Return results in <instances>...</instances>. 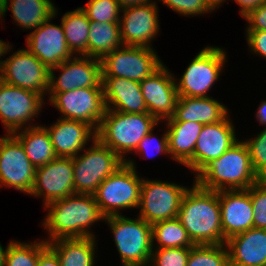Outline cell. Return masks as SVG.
Returning <instances> with one entry per match:
<instances>
[{
	"instance_id": "8d00e7d4",
	"label": "cell",
	"mask_w": 266,
	"mask_h": 266,
	"mask_svg": "<svg viewBox=\"0 0 266 266\" xmlns=\"http://www.w3.org/2000/svg\"><path fill=\"white\" fill-rule=\"evenodd\" d=\"M253 207V228L266 229V179H261L250 187Z\"/></svg>"
},
{
	"instance_id": "9a60e30c",
	"label": "cell",
	"mask_w": 266,
	"mask_h": 266,
	"mask_svg": "<svg viewBox=\"0 0 266 266\" xmlns=\"http://www.w3.org/2000/svg\"><path fill=\"white\" fill-rule=\"evenodd\" d=\"M58 69L62 73L56 78L53 71ZM78 88H103L100 59L79 55L50 69L48 93H61Z\"/></svg>"
},
{
	"instance_id": "b9f144b4",
	"label": "cell",
	"mask_w": 266,
	"mask_h": 266,
	"mask_svg": "<svg viewBox=\"0 0 266 266\" xmlns=\"http://www.w3.org/2000/svg\"><path fill=\"white\" fill-rule=\"evenodd\" d=\"M248 46L254 54L266 58V31H246Z\"/></svg>"
},
{
	"instance_id": "5bb4252c",
	"label": "cell",
	"mask_w": 266,
	"mask_h": 266,
	"mask_svg": "<svg viewBox=\"0 0 266 266\" xmlns=\"http://www.w3.org/2000/svg\"><path fill=\"white\" fill-rule=\"evenodd\" d=\"M0 138V186L14 187L30 194L36 168L27 158L20 141L13 134Z\"/></svg>"
},
{
	"instance_id": "d6a6232c",
	"label": "cell",
	"mask_w": 266,
	"mask_h": 266,
	"mask_svg": "<svg viewBox=\"0 0 266 266\" xmlns=\"http://www.w3.org/2000/svg\"><path fill=\"white\" fill-rule=\"evenodd\" d=\"M47 246L45 240L29 244L13 240L6 247L4 266H37L39 254Z\"/></svg>"
},
{
	"instance_id": "8fae6325",
	"label": "cell",
	"mask_w": 266,
	"mask_h": 266,
	"mask_svg": "<svg viewBox=\"0 0 266 266\" xmlns=\"http://www.w3.org/2000/svg\"><path fill=\"white\" fill-rule=\"evenodd\" d=\"M49 95V101L63 114L61 118L82 121L98 130L106 112L103 88H78Z\"/></svg>"
},
{
	"instance_id": "5b68a950",
	"label": "cell",
	"mask_w": 266,
	"mask_h": 266,
	"mask_svg": "<svg viewBox=\"0 0 266 266\" xmlns=\"http://www.w3.org/2000/svg\"><path fill=\"white\" fill-rule=\"evenodd\" d=\"M137 174L134 160L126 159L97 187L93 196L104 218L121 215L119 209L139 207L143 178Z\"/></svg>"
},
{
	"instance_id": "60d3db41",
	"label": "cell",
	"mask_w": 266,
	"mask_h": 266,
	"mask_svg": "<svg viewBox=\"0 0 266 266\" xmlns=\"http://www.w3.org/2000/svg\"><path fill=\"white\" fill-rule=\"evenodd\" d=\"M248 22L246 31H266V0L243 16Z\"/></svg>"
},
{
	"instance_id": "277c9868",
	"label": "cell",
	"mask_w": 266,
	"mask_h": 266,
	"mask_svg": "<svg viewBox=\"0 0 266 266\" xmlns=\"http://www.w3.org/2000/svg\"><path fill=\"white\" fill-rule=\"evenodd\" d=\"M150 113H123L106 109L97 139L114 151L124 162V154L135 151L139 142L159 124Z\"/></svg>"
},
{
	"instance_id": "30bf717a",
	"label": "cell",
	"mask_w": 266,
	"mask_h": 266,
	"mask_svg": "<svg viewBox=\"0 0 266 266\" xmlns=\"http://www.w3.org/2000/svg\"><path fill=\"white\" fill-rule=\"evenodd\" d=\"M187 187L164 181L142 180L140 214L148 224L177 217Z\"/></svg>"
},
{
	"instance_id": "e0dca14e",
	"label": "cell",
	"mask_w": 266,
	"mask_h": 266,
	"mask_svg": "<svg viewBox=\"0 0 266 266\" xmlns=\"http://www.w3.org/2000/svg\"><path fill=\"white\" fill-rule=\"evenodd\" d=\"M121 12L119 25L124 46L153 48L150 42L160 29L156 2L125 7Z\"/></svg>"
},
{
	"instance_id": "f35d334b",
	"label": "cell",
	"mask_w": 266,
	"mask_h": 266,
	"mask_svg": "<svg viewBox=\"0 0 266 266\" xmlns=\"http://www.w3.org/2000/svg\"><path fill=\"white\" fill-rule=\"evenodd\" d=\"M167 7L172 8L173 11L183 15L191 16L201 15L205 13L213 12V8L207 2V0H160Z\"/></svg>"
},
{
	"instance_id": "8992f818",
	"label": "cell",
	"mask_w": 266,
	"mask_h": 266,
	"mask_svg": "<svg viewBox=\"0 0 266 266\" xmlns=\"http://www.w3.org/2000/svg\"><path fill=\"white\" fill-rule=\"evenodd\" d=\"M113 235L122 266H149L152 246V225L137 217L123 215L104 218Z\"/></svg>"
},
{
	"instance_id": "e575fe53",
	"label": "cell",
	"mask_w": 266,
	"mask_h": 266,
	"mask_svg": "<svg viewBox=\"0 0 266 266\" xmlns=\"http://www.w3.org/2000/svg\"><path fill=\"white\" fill-rule=\"evenodd\" d=\"M89 20L95 22H119L122 8L116 0H89L80 7Z\"/></svg>"
},
{
	"instance_id": "6da1fadb",
	"label": "cell",
	"mask_w": 266,
	"mask_h": 266,
	"mask_svg": "<svg viewBox=\"0 0 266 266\" xmlns=\"http://www.w3.org/2000/svg\"><path fill=\"white\" fill-rule=\"evenodd\" d=\"M177 218L195 245L223 244L218 191L203 189L194 182L182 198Z\"/></svg>"
},
{
	"instance_id": "cb8c5ba5",
	"label": "cell",
	"mask_w": 266,
	"mask_h": 266,
	"mask_svg": "<svg viewBox=\"0 0 266 266\" xmlns=\"http://www.w3.org/2000/svg\"><path fill=\"white\" fill-rule=\"evenodd\" d=\"M102 85L106 109L133 114L148 113L140 82L122 77H102Z\"/></svg>"
},
{
	"instance_id": "836d02e7",
	"label": "cell",
	"mask_w": 266,
	"mask_h": 266,
	"mask_svg": "<svg viewBox=\"0 0 266 266\" xmlns=\"http://www.w3.org/2000/svg\"><path fill=\"white\" fill-rule=\"evenodd\" d=\"M187 266H229L225 243L194 245L190 249Z\"/></svg>"
},
{
	"instance_id": "ab89813d",
	"label": "cell",
	"mask_w": 266,
	"mask_h": 266,
	"mask_svg": "<svg viewBox=\"0 0 266 266\" xmlns=\"http://www.w3.org/2000/svg\"><path fill=\"white\" fill-rule=\"evenodd\" d=\"M155 139V143L153 140ZM155 144V145H154ZM155 149L156 153H166L169 154V145H168V135L167 131L164 132L161 139L156 138L153 135V129L139 142L138 147L135 152L142 154L144 157H148L150 154V149Z\"/></svg>"
},
{
	"instance_id": "f546056e",
	"label": "cell",
	"mask_w": 266,
	"mask_h": 266,
	"mask_svg": "<svg viewBox=\"0 0 266 266\" xmlns=\"http://www.w3.org/2000/svg\"><path fill=\"white\" fill-rule=\"evenodd\" d=\"M124 46L119 22H95L90 20L88 56L102 59L105 55Z\"/></svg>"
},
{
	"instance_id": "ac0fdd59",
	"label": "cell",
	"mask_w": 266,
	"mask_h": 266,
	"mask_svg": "<svg viewBox=\"0 0 266 266\" xmlns=\"http://www.w3.org/2000/svg\"><path fill=\"white\" fill-rule=\"evenodd\" d=\"M57 12L55 8L54 15L26 37L27 50L49 69L74 57L67 45L62 24L57 26L50 23L51 19L56 17Z\"/></svg>"
},
{
	"instance_id": "83f0119b",
	"label": "cell",
	"mask_w": 266,
	"mask_h": 266,
	"mask_svg": "<svg viewBox=\"0 0 266 266\" xmlns=\"http://www.w3.org/2000/svg\"><path fill=\"white\" fill-rule=\"evenodd\" d=\"M21 132L16 131L13 135L20 141L23 146L27 158L35 168L43 166L57 155L55 154L53 145L47 129L43 126H27Z\"/></svg>"
},
{
	"instance_id": "4316f807",
	"label": "cell",
	"mask_w": 266,
	"mask_h": 266,
	"mask_svg": "<svg viewBox=\"0 0 266 266\" xmlns=\"http://www.w3.org/2000/svg\"><path fill=\"white\" fill-rule=\"evenodd\" d=\"M95 237L63 238L48 242L61 266H94Z\"/></svg>"
},
{
	"instance_id": "4fadbf2b",
	"label": "cell",
	"mask_w": 266,
	"mask_h": 266,
	"mask_svg": "<svg viewBox=\"0 0 266 266\" xmlns=\"http://www.w3.org/2000/svg\"><path fill=\"white\" fill-rule=\"evenodd\" d=\"M41 94L9 85L0 80V119L7 134L22 130L37 116L44 102Z\"/></svg>"
},
{
	"instance_id": "74e56055",
	"label": "cell",
	"mask_w": 266,
	"mask_h": 266,
	"mask_svg": "<svg viewBox=\"0 0 266 266\" xmlns=\"http://www.w3.org/2000/svg\"><path fill=\"white\" fill-rule=\"evenodd\" d=\"M190 249L191 248L155 249L153 250L152 255H151L150 265L187 266Z\"/></svg>"
},
{
	"instance_id": "ba28073f",
	"label": "cell",
	"mask_w": 266,
	"mask_h": 266,
	"mask_svg": "<svg viewBox=\"0 0 266 266\" xmlns=\"http://www.w3.org/2000/svg\"><path fill=\"white\" fill-rule=\"evenodd\" d=\"M226 62V52L220 47L202 49L185 69L176 89L179 97H209L207 92L218 80Z\"/></svg>"
},
{
	"instance_id": "ee69618b",
	"label": "cell",
	"mask_w": 266,
	"mask_h": 266,
	"mask_svg": "<svg viewBox=\"0 0 266 266\" xmlns=\"http://www.w3.org/2000/svg\"><path fill=\"white\" fill-rule=\"evenodd\" d=\"M264 1L265 0H235V2L241 7L240 13L242 17Z\"/></svg>"
},
{
	"instance_id": "3957f363",
	"label": "cell",
	"mask_w": 266,
	"mask_h": 266,
	"mask_svg": "<svg viewBox=\"0 0 266 266\" xmlns=\"http://www.w3.org/2000/svg\"><path fill=\"white\" fill-rule=\"evenodd\" d=\"M259 180L247 144L238 140L218 159L207 164L194 182L206 190L225 191L248 189Z\"/></svg>"
},
{
	"instance_id": "bcb514c9",
	"label": "cell",
	"mask_w": 266,
	"mask_h": 266,
	"mask_svg": "<svg viewBox=\"0 0 266 266\" xmlns=\"http://www.w3.org/2000/svg\"><path fill=\"white\" fill-rule=\"evenodd\" d=\"M121 8L139 5V4H147L152 1L150 0H116Z\"/></svg>"
},
{
	"instance_id": "7a4b0ae2",
	"label": "cell",
	"mask_w": 266,
	"mask_h": 266,
	"mask_svg": "<svg viewBox=\"0 0 266 266\" xmlns=\"http://www.w3.org/2000/svg\"><path fill=\"white\" fill-rule=\"evenodd\" d=\"M45 208L48 214L42 225L50 236V239H45L47 243L63 238L94 237L90 227L104 220L94 196L90 194H72L47 204Z\"/></svg>"
},
{
	"instance_id": "f6af8a7d",
	"label": "cell",
	"mask_w": 266,
	"mask_h": 266,
	"mask_svg": "<svg viewBox=\"0 0 266 266\" xmlns=\"http://www.w3.org/2000/svg\"><path fill=\"white\" fill-rule=\"evenodd\" d=\"M258 107L256 118L260 124L266 125V101H263Z\"/></svg>"
},
{
	"instance_id": "2e32d148",
	"label": "cell",
	"mask_w": 266,
	"mask_h": 266,
	"mask_svg": "<svg viewBox=\"0 0 266 266\" xmlns=\"http://www.w3.org/2000/svg\"><path fill=\"white\" fill-rule=\"evenodd\" d=\"M30 194L43 197L44 206L75 194L73 159L56 157L51 162L37 167Z\"/></svg>"
},
{
	"instance_id": "484cf974",
	"label": "cell",
	"mask_w": 266,
	"mask_h": 266,
	"mask_svg": "<svg viewBox=\"0 0 266 266\" xmlns=\"http://www.w3.org/2000/svg\"><path fill=\"white\" fill-rule=\"evenodd\" d=\"M166 125L169 155L192 170V156L203 124L186 121L167 122Z\"/></svg>"
},
{
	"instance_id": "1f68e13d",
	"label": "cell",
	"mask_w": 266,
	"mask_h": 266,
	"mask_svg": "<svg viewBox=\"0 0 266 266\" xmlns=\"http://www.w3.org/2000/svg\"><path fill=\"white\" fill-rule=\"evenodd\" d=\"M154 240L158 244L156 249L191 248L195 245L177 217L154 223L152 225V246H154Z\"/></svg>"
},
{
	"instance_id": "d590c367",
	"label": "cell",
	"mask_w": 266,
	"mask_h": 266,
	"mask_svg": "<svg viewBox=\"0 0 266 266\" xmlns=\"http://www.w3.org/2000/svg\"><path fill=\"white\" fill-rule=\"evenodd\" d=\"M244 142L249 149L254 171L260 179H266V128L255 138Z\"/></svg>"
},
{
	"instance_id": "52a82bcc",
	"label": "cell",
	"mask_w": 266,
	"mask_h": 266,
	"mask_svg": "<svg viewBox=\"0 0 266 266\" xmlns=\"http://www.w3.org/2000/svg\"><path fill=\"white\" fill-rule=\"evenodd\" d=\"M84 154L73 157L75 194L93 195L97 187L124 161L97 138Z\"/></svg>"
},
{
	"instance_id": "4dcf8cb0",
	"label": "cell",
	"mask_w": 266,
	"mask_h": 266,
	"mask_svg": "<svg viewBox=\"0 0 266 266\" xmlns=\"http://www.w3.org/2000/svg\"><path fill=\"white\" fill-rule=\"evenodd\" d=\"M63 33L71 52L88 56V36L90 20L79 7L74 11L66 12L61 18Z\"/></svg>"
},
{
	"instance_id": "681fc988",
	"label": "cell",
	"mask_w": 266,
	"mask_h": 266,
	"mask_svg": "<svg viewBox=\"0 0 266 266\" xmlns=\"http://www.w3.org/2000/svg\"><path fill=\"white\" fill-rule=\"evenodd\" d=\"M6 15V0H0V18Z\"/></svg>"
},
{
	"instance_id": "44dd1931",
	"label": "cell",
	"mask_w": 266,
	"mask_h": 266,
	"mask_svg": "<svg viewBox=\"0 0 266 266\" xmlns=\"http://www.w3.org/2000/svg\"><path fill=\"white\" fill-rule=\"evenodd\" d=\"M223 230V244L231 236L253 228L250 187L243 190L218 191Z\"/></svg>"
},
{
	"instance_id": "9c48e42d",
	"label": "cell",
	"mask_w": 266,
	"mask_h": 266,
	"mask_svg": "<svg viewBox=\"0 0 266 266\" xmlns=\"http://www.w3.org/2000/svg\"><path fill=\"white\" fill-rule=\"evenodd\" d=\"M163 65L153 48L122 46L101 59L102 77L141 82Z\"/></svg>"
},
{
	"instance_id": "7402d4cb",
	"label": "cell",
	"mask_w": 266,
	"mask_h": 266,
	"mask_svg": "<svg viewBox=\"0 0 266 266\" xmlns=\"http://www.w3.org/2000/svg\"><path fill=\"white\" fill-rule=\"evenodd\" d=\"M49 127L45 128L57 157L73 158L83 151L89 140L93 142L97 138L96 130L82 121L59 118Z\"/></svg>"
},
{
	"instance_id": "ffe728a7",
	"label": "cell",
	"mask_w": 266,
	"mask_h": 266,
	"mask_svg": "<svg viewBox=\"0 0 266 266\" xmlns=\"http://www.w3.org/2000/svg\"><path fill=\"white\" fill-rule=\"evenodd\" d=\"M229 116L220 122L203 125L192 156V170L196 175L238 141Z\"/></svg>"
},
{
	"instance_id": "7c38bea8",
	"label": "cell",
	"mask_w": 266,
	"mask_h": 266,
	"mask_svg": "<svg viewBox=\"0 0 266 266\" xmlns=\"http://www.w3.org/2000/svg\"><path fill=\"white\" fill-rule=\"evenodd\" d=\"M50 69L27 49H20L3 60L0 80L44 97L48 93Z\"/></svg>"
},
{
	"instance_id": "d6986e66",
	"label": "cell",
	"mask_w": 266,
	"mask_h": 266,
	"mask_svg": "<svg viewBox=\"0 0 266 266\" xmlns=\"http://www.w3.org/2000/svg\"><path fill=\"white\" fill-rule=\"evenodd\" d=\"M164 64L140 82L148 113L159 121L172 117L178 101L175 79Z\"/></svg>"
},
{
	"instance_id": "603a6c76",
	"label": "cell",
	"mask_w": 266,
	"mask_h": 266,
	"mask_svg": "<svg viewBox=\"0 0 266 266\" xmlns=\"http://www.w3.org/2000/svg\"><path fill=\"white\" fill-rule=\"evenodd\" d=\"M229 266H266V229L252 228L225 242Z\"/></svg>"
},
{
	"instance_id": "d4e9b609",
	"label": "cell",
	"mask_w": 266,
	"mask_h": 266,
	"mask_svg": "<svg viewBox=\"0 0 266 266\" xmlns=\"http://www.w3.org/2000/svg\"><path fill=\"white\" fill-rule=\"evenodd\" d=\"M226 106L212 97H178L175 113L166 122H197L203 125L220 122L228 115Z\"/></svg>"
},
{
	"instance_id": "7bdbcfd3",
	"label": "cell",
	"mask_w": 266,
	"mask_h": 266,
	"mask_svg": "<svg viewBox=\"0 0 266 266\" xmlns=\"http://www.w3.org/2000/svg\"><path fill=\"white\" fill-rule=\"evenodd\" d=\"M37 266H61V264L56 253L47 246L39 254Z\"/></svg>"
},
{
	"instance_id": "c3c4849f",
	"label": "cell",
	"mask_w": 266,
	"mask_h": 266,
	"mask_svg": "<svg viewBox=\"0 0 266 266\" xmlns=\"http://www.w3.org/2000/svg\"><path fill=\"white\" fill-rule=\"evenodd\" d=\"M207 2L215 10L216 8H219V6H221V3L225 2V0H207Z\"/></svg>"
},
{
	"instance_id": "f907efd6",
	"label": "cell",
	"mask_w": 266,
	"mask_h": 266,
	"mask_svg": "<svg viewBox=\"0 0 266 266\" xmlns=\"http://www.w3.org/2000/svg\"><path fill=\"white\" fill-rule=\"evenodd\" d=\"M5 249L0 244V266H4Z\"/></svg>"
},
{
	"instance_id": "f1b7e54d",
	"label": "cell",
	"mask_w": 266,
	"mask_h": 266,
	"mask_svg": "<svg viewBox=\"0 0 266 266\" xmlns=\"http://www.w3.org/2000/svg\"><path fill=\"white\" fill-rule=\"evenodd\" d=\"M8 5L11 7L13 20L25 30L38 28L51 18L55 11L50 0H6V12Z\"/></svg>"
},
{
	"instance_id": "7dc6e473",
	"label": "cell",
	"mask_w": 266,
	"mask_h": 266,
	"mask_svg": "<svg viewBox=\"0 0 266 266\" xmlns=\"http://www.w3.org/2000/svg\"><path fill=\"white\" fill-rule=\"evenodd\" d=\"M10 46L11 45H9V43H6V42L0 40V57L4 56L5 53L10 51V49H11ZM2 64H3V61L0 60V67H1Z\"/></svg>"
}]
</instances>
